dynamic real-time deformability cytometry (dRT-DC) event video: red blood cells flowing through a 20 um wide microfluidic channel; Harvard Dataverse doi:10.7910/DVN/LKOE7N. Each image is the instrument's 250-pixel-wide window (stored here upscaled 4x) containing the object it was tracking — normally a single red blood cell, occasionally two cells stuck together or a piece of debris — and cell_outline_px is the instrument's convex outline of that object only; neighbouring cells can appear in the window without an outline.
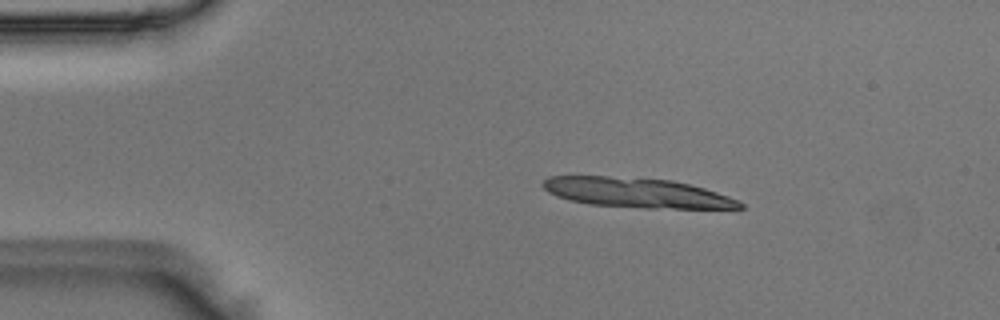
{"species": "Egyptian fruit bat (a non-hibernating species)", "species_latin": "Rousettus aegyptiacus", "temperature_condition": "room temperature", "stored_images_in_passage": 13, "camera_frame_rate_fps": 3000, "um_per_image_px": 0.085, "animal": {"sex": "male"}, "frame": {"image": 1, "passage_image": 8, "time_ms": 2.333, "image_size_px": [1000, 320], "cell_outline_px": [[744, 208], [644, 208], [588, 204], [568, 200], [556, 196], [548, 192], [540, 184], [548, 176], [608, 176], [672, 180], [704, 188], [740, 200], [744, 204]], "centroid_in_image_um": [54.09, 16.38], "position_along_channel_um": 30.9, "area_um2": 34.22}}